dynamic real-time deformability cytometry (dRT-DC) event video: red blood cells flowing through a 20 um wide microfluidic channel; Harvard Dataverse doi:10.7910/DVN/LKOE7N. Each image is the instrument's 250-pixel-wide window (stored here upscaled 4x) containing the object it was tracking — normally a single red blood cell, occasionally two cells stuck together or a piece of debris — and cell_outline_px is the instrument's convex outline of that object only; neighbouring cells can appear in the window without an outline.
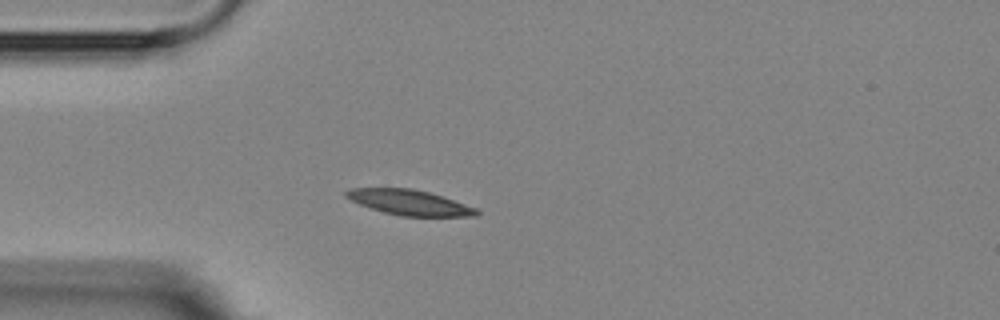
{"species": "Egyptian fruit bat (a non-hibernating species)", "species_latin": "Rousettus aegyptiacus", "temperature_condition": "room temperature", "stored_images_in_passage": 7, "camera_frame_rate_fps": 3000, "um_per_image_px": 0.085, "animal": {"sex": "female"}, "frame": {"image": 1, "passage_image": 3, "time_ms": 3.333, "image_size_px": [1000, 320], "cell_outline_px": [[480, 212], [476, 216], [400, 216], [384, 212], [360, 204], [344, 196], [344, 192], [352, 188], [412, 188], [432, 192], [444, 196], [476, 208]], "centroid_in_image_um": [34.83, 17.2], "position_along_channel_um": 50.2, "area_um2": 19.19}}
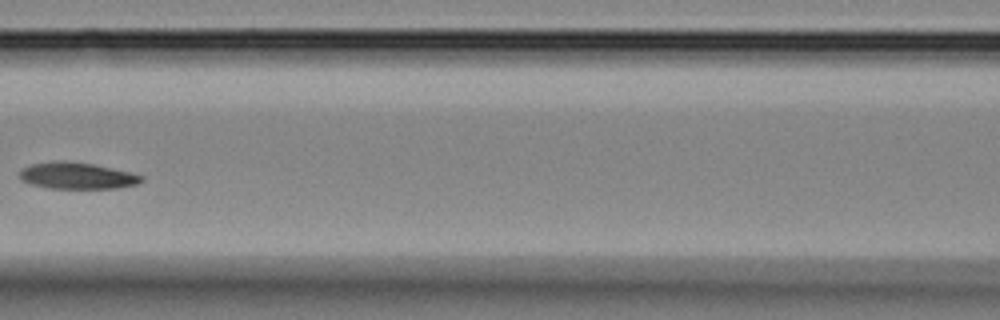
{"frame": {"image": 2, "passage_image": 6, "time_ms": 6.667, "image_size_px": [1000, 320], "cell_outline_px": [[144, 180], [136, 184], [116, 188], [48, 188], [32, 184], [20, 180], [20, 172], [24, 168], [32, 164], [60, 160], [64, 160], [92, 164], [112, 168], [144, 176]], "centroid_in_image_um": [6.55, 14.93], "position_along_channel_um": 160.1, "area_um2": 18.61}}
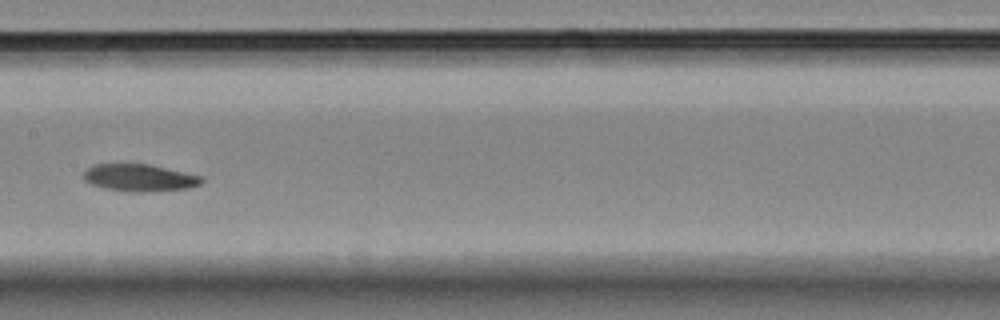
{"frame": {"image": 3, "passage_image": 7, "time_ms": 7.667, "image_size_px": [1000, 320], "cell_outline_px": [[204, 180], [200, 184], [188, 188], [148, 192], [132, 192], [104, 188], [92, 184], [84, 180], [84, 172], [92, 164], [148, 164], [204, 176]], "centroid_in_image_um": [11.88, 15.11], "position_along_channel_um": 195.5, "area_um2": 18.73}}